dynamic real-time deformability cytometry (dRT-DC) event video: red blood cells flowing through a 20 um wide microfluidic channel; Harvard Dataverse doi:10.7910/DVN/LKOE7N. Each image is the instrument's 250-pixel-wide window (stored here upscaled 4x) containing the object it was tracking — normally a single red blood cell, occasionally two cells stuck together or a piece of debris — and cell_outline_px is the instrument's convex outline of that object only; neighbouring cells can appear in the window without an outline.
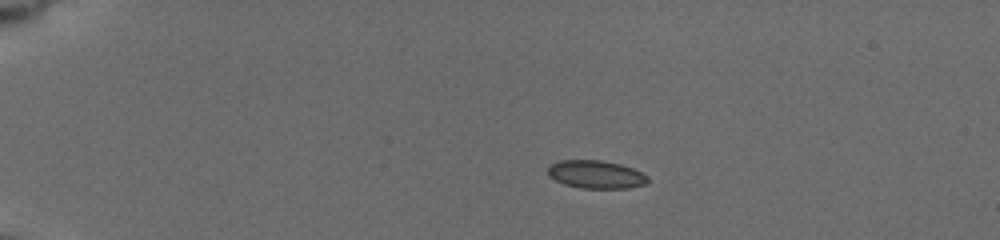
{"species": "common noctule bat (a hibernating species)", "species_latin": "Nyctalus noctula", "temperature_condition": "cold", "stored_images_in_passage": 46, "camera_frame_rate_fps": 3000, "um_per_image_px": 0.085, "animal": {"sex": "female", "body_mass_g": 19.5, "forearm_length_mm": 54.1}, "frame": {"image": 1, "passage_image": 1, "time_ms": 0.0, "image_size_px": [1000, 240], "cell_outline_px": [[648, 184], [628, 188], [580, 188], [564, 184], [548, 176], [548, 164], [560, 160], [600, 160], [620, 164], [632, 168], [648, 176]], "centroid_in_image_um": [50.64, 14.83], "position_along_channel_um": 34.4, "area_um2": 16.42}}
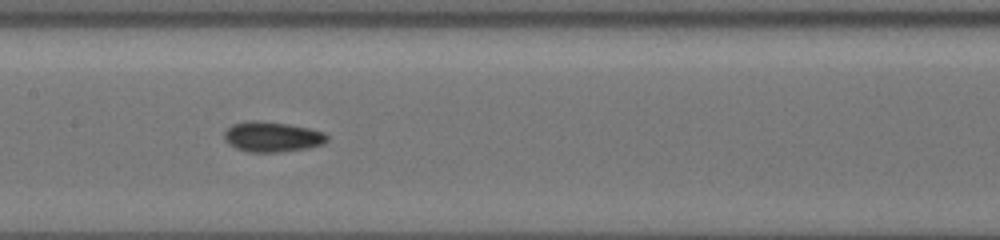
{"frame": {"image": 2, "passage_image": 20, "time_ms": 6.0, "image_size_px": [1000, 240], "cell_outline_px": [[328, 140], [324, 144], [308, 148], [280, 152], [248, 152], [236, 148], [228, 144], [224, 140], [224, 132], [232, 124], [248, 120], [256, 120], [288, 124], [308, 128], [324, 132], [328, 136]], "centroid_in_image_um": [23.12, 11.63], "position_along_channel_um": 184.3, "area_um2": 18.26}}
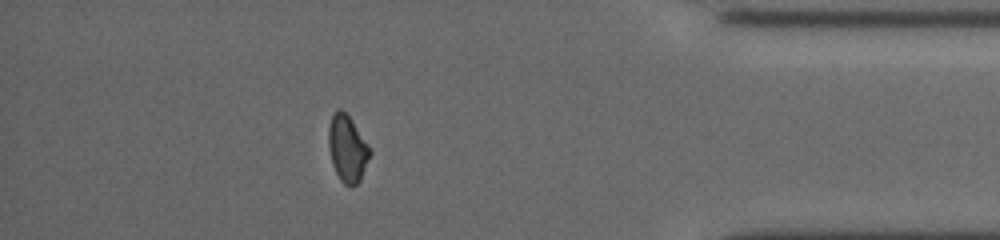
{"frame": {"image": 3, "passage_image": 39, "time_ms": 12.667, "image_size_px": [1000, 240], "cell_outline_px": [[372, 152], [360, 180], [352, 188], [344, 184], [340, 180], [332, 164], [328, 144], [328, 128], [332, 112], [336, 108], [340, 108], [348, 116]], "centroid_in_image_um": [29.5, 12.64], "position_along_channel_um": 405.7, "area_um2": 15.95}, "authors_computed_cell_mechanics": {"area_um2": 16.6753, "velocity_mm_per_s": 3.7601, "shape_relaxation_time_tau1_ms": 5.8849, "shape_relaxation_time_tau2_ms": 2.6149, "deformation_change_tau1": 0.1244, "deformation_change_tau2": 0.0743}}